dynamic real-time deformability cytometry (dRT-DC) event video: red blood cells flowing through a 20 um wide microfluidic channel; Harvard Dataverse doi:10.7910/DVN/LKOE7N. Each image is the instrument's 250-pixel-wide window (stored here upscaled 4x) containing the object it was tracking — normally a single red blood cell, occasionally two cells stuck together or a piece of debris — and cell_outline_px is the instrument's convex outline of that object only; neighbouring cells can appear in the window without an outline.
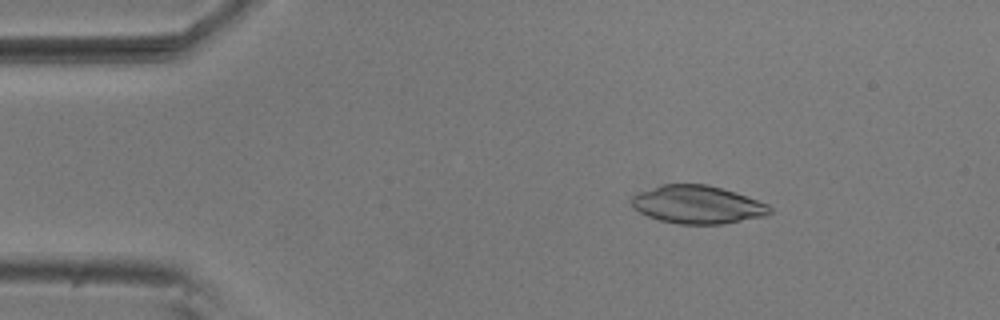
{"species": "common noctule bat (a hibernating species)", "species_latin": "Nyctalus noctula", "temperature_condition": "room temperature", "stored_images_in_passage": 52, "camera_frame_rate_fps": 3000, "um_per_image_px": 0.085, "animal": {"sex": "male", "body_mass_g": 20.5, "forearm_length_mm": 52.5}, "frame": {"image": 1, "passage_image": 7, "time_ms": 2.0, "image_size_px": [1000, 320], "cell_outline_px": [[772, 212], [764, 216], [720, 224], [680, 224], [660, 220], [648, 216], [640, 212], [632, 204], [632, 196], [640, 192], [660, 184], [708, 184], [736, 192], [768, 204], [772, 208]], "centroid_in_image_um": [59.31, 17.38], "position_along_channel_um": 25.7, "area_um2": 30.46}}
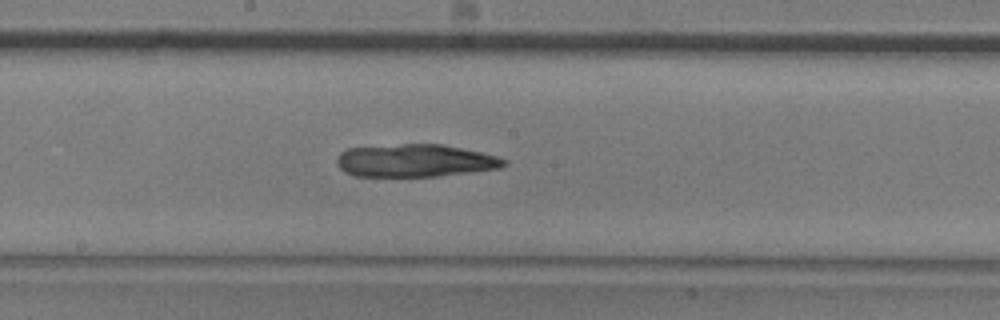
{"frame": {"image": 2, "passage_image": 27, "time_ms": 8.667, "image_size_px": [1000, 320], "cell_outline_px": [[508, 164], [500, 168], [436, 176], [352, 176], [344, 172], [336, 164], [336, 160], [340, 152], [348, 148], [404, 144], [444, 144], [480, 152], [496, 156], [508, 160]], "centroid_in_image_um": [35.27, 13.65], "position_along_channel_um": 212.9, "area_um2": 31.85}}
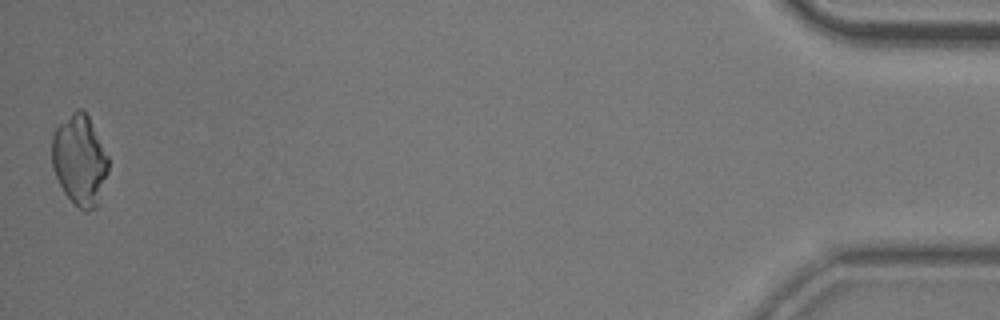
{"frame": {"image": 3, "passage_image": 52, "time_ms": 17.0, "image_size_px": [1000, 320], "cell_outline_px": [[108, 172], [96, 208], [88, 212], [84, 212], [64, 192], [52, 168], [52, 132], [76, 108], [80, 108], [88, 116], [108, 156]], "centroid_in_image_um": [6.77, 13.61], "position_along_channel_um": 428.4, "area_um2": 29.48}}